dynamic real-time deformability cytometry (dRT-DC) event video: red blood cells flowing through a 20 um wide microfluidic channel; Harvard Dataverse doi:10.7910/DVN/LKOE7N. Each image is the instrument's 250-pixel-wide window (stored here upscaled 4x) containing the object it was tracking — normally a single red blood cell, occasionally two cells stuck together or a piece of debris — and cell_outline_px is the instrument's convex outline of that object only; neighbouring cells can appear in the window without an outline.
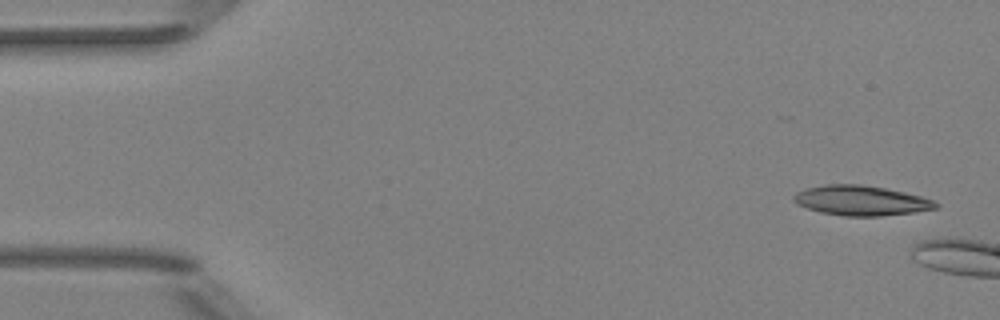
{"species": "Egyptian fruit bat (a non-hibernating species)", "species_latin": "Rousettus aegyptiacus", "temperature_condition": "room temperature", "stored_images_in_passage": 3, "camera_frame_rate_fps": 3000, "um_per_image_px": 0.085, "animal": {"sex": "female"}, "frame": {"image": 1, "passage_image": 1, "time_ms": 0.0, "image_size_px": [1000, 320], "cell_outline_px": [[940, 208], [912, 212], [880, 216], [844, 216], [820, 212], [796, 204], [792, 200], [792, 196], [796, 192], [808, 188], [824, 184], [860, 184], [884, 188], [904, 192], [920, 196], [932, 200], [940, 204]], "centroid_in_image_um": [73.17, 17.04], "position_along_channel_um": 11.8, "area_um2": 24.74}}